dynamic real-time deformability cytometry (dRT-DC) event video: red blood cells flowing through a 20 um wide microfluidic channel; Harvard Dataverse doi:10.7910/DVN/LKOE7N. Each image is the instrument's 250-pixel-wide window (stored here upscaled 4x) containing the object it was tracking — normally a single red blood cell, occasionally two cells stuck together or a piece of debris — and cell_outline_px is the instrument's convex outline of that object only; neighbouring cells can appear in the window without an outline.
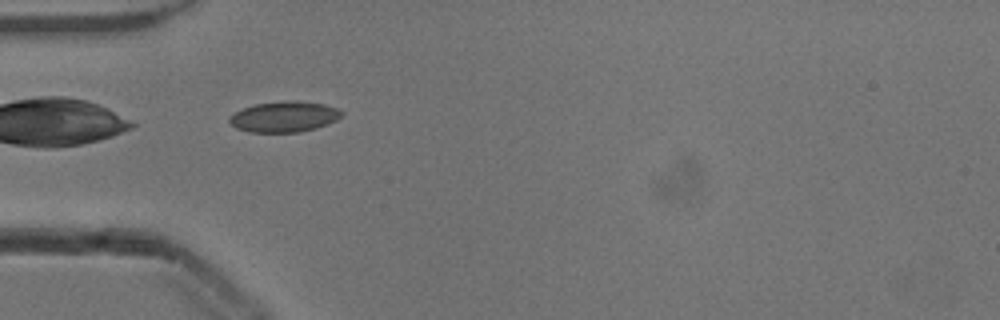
{"species": "common noctule bat (a hibernating species)", "species_latin": "Nyctalus noctula", "temperature_condition": "cold", "stored_images_in_passage": 34, "camera_frame_rate_fps": 3000, "um_per_image_px": 0.085, "animal": {"sex": "male", "body_mass_g": 13.3}, "frame": {"image": 1, "passage_image": 2, "time_ms": 0.333, "image_size_px": [1000, 320], "cell_outline_px": [[344, 112], [336, 120], [328, 124], [316, 128], [300, 132], [248, 132], [236, 128], [228, 120], [228, 116], [244, 108], [256, 104], [284, 100], [288, 100], [324, 104], [336, 108]], "centroid_in_image_um": [24.15, 9.92], "position_along_channel_um": 60.9, "area_um2": 20.0}}
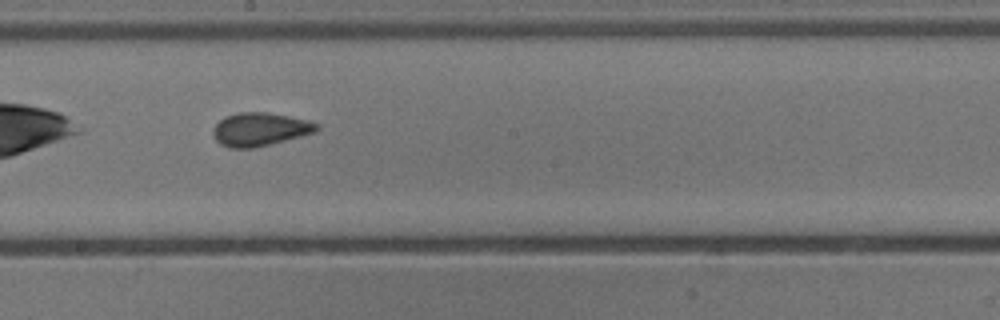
{"frame": {"image": 2, "passage_image": 15, "time_ms": 4.667, "image_size_px": [1000, 320], "cell_outline_px": [[320, 128], [316, 132], [256, 148], [228, 148], [220, 144], [216, 140], [212, 132], [212, 128], [224, 116], [236, 112], [268, 112], [308, 120], [320, 124]], "centroid_in_image_um": [22.09, 10.99], "position_along_channel_um": 226.1, "area_um2": 20.4}}
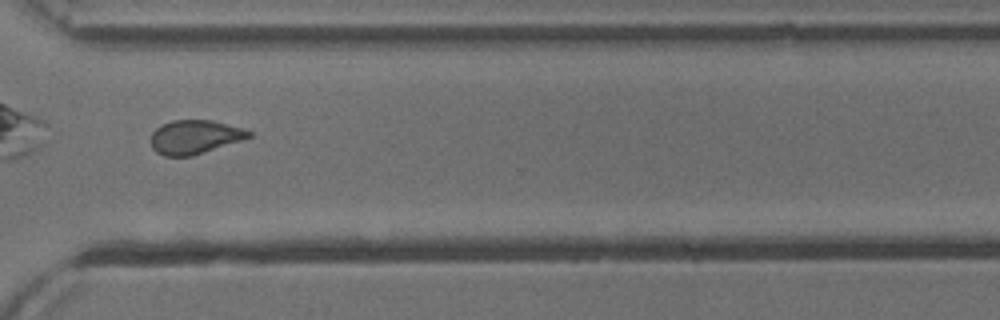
{"frame": {"image": 3, "passage_image": 25, "time_ms": 8.0, "image_size_px": [1000, 320], "cell_outline_px": [[252, 136], [244, 140], [192, 156], [164, 156], [156, 152], [152, 148], [152, 132], [156, 128], [172, 120], [212, 120], [244, 128], [252, 132]], "centroid_in_image_um": [16.59, 11.65], "position_along_channel_um": 354.0, "area_um2": 19.42}, "authors_computed_cell_mechanics": {"area_um2": 19.4497, "velocity_mm_per_s": 3.8411, "shape_relaxation_time_tau1_ms": 5.4327, "shape_relaxation_time_tau2_ms": 1.3738, "deformation_change_tau1": 0.0943, "deformation_change_tau2": 0.0456}}